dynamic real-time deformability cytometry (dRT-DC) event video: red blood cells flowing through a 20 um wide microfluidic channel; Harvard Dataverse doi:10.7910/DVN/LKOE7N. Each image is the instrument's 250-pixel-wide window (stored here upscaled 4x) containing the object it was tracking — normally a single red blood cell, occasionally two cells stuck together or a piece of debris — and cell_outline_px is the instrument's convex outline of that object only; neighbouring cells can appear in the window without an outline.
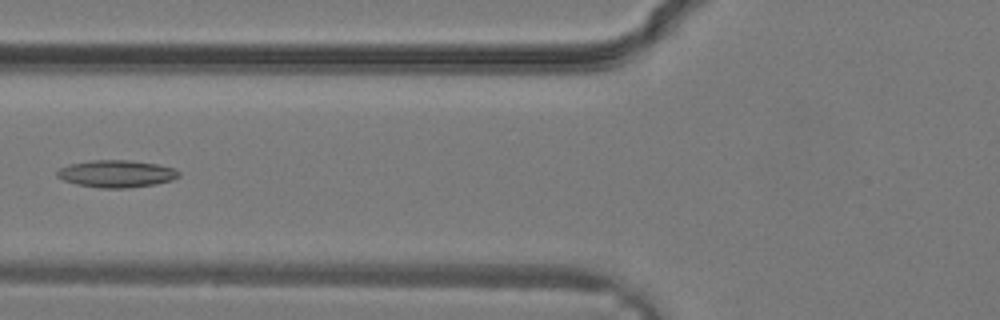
{"species": "common noctule bat (a hibernating species)", "species_latin": "Nyctalus noctula", "temperature_condition": "warm", "stored_images_in_passage": 34, "camera_frame_rate_fps": 3000, "um_per_image_px": 0.085, "animal": {"sex": "male", "body_mass_g": 19.2, "forearm_length_mm": 51.8}, "frame": {"image": 1, "passage_image": 14, "time_ms": 4.333, "image_size_px": [1000, 320], "cell_outline_px": [[180, 176], [172, 180], [156, 184], [128, 188], [100, 188], [76, 184], [64, 180], [56, 176], [56, 172], [60, 168], [68, 164], [92, 160], [128, 160], [156, 164], [176, 168], [180, 172]], "centroid_in_image_um": [9.91, 14.77], "position_along_channel_um": 115.9, "area_um2": 19.42}}
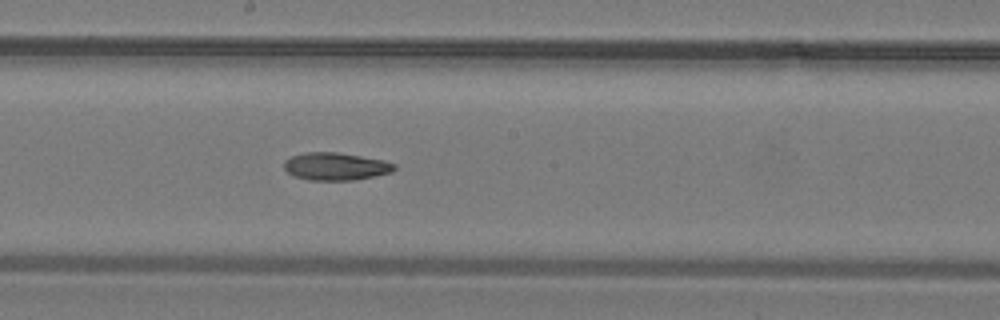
{"frame": {"image": 2, "passage_image": 19, "time_ms": 6.0, "image_size_px": [1000, 320], "cell_outline_px": [[396, 168], [392, 172], [356, 180], [308, 180], [296, 176], [288, 172], [284, 168], [284, 160], [292, 156], [308, 152], [336, 152], [384, 160], [396, 164]], "centroid_in_image_um": [28.55, 14.14], "position_along_channel_um": 219.6, "area_um2": 17.69}}
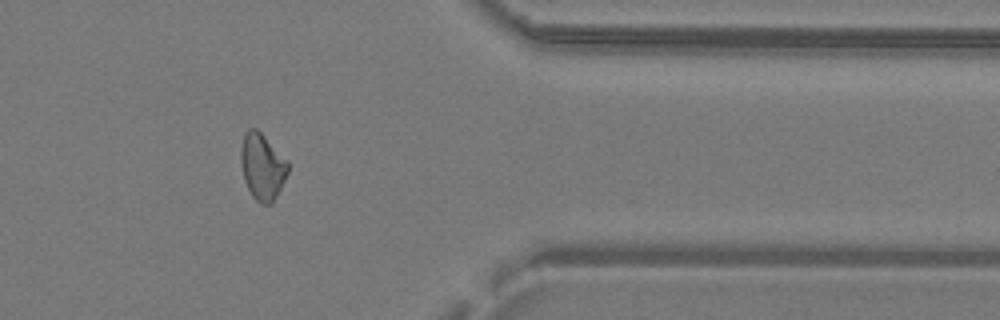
{"frame": {"image": 3, "passage_image": 28, "time_ms": 9.0, "image_size_px": [1000, 320], "cell_outline_px": [[288, 172], [272, 204], [260, 204], [252, 196], [244, 180], [240, 164], [240, 148], [244, 136], [248, 128], [256, 128], [288, 160]], "centroid_in_image_um": [22.28, 14.16], "position_along_channel_um": 389.1, "area_um2": 18.21}}